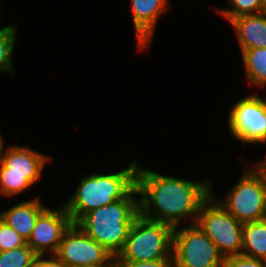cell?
I'll use <instances>...</instances> for the list:
<instances>
[{
	"instance_id": "cell-15",
	"label": "cell",
	"mask_w": 266,
	"mask_h": 267,
	"mask_svg": "<svg viewBox=\"0 0 266 267\" xmlns=\"http://www.w3.org/2000/svg\"><path fill=\"white\" fill-rule=\"evenodd\" d=\"M241 254L266 261V218L244 223Z\"/></svg>"
},
{
	"instance_id": "cell-22",
	"label": "cell",
	"mask_w": 266,
	"mask_h": 267,
	"mask_svg": "<svg viewBox=\"0 0 266 267\" xmlns=\"http://www.w3.org/2000/svg\"><path fill=\"white\" fill-rule=\"evenodd\" d=\"M121 267H174L173 259L155 261H129L119 260Z\"/></svg>"
},
{
	"instance_id": "cell-7",
	"label": "cell",
	"mask_w": 266,
	"mask_h": 267,
	"mask_svg": "<svg viewBox=\"0 0 266 267\" xmlns=\"http://www.w3.org/2000/svg\"><path fill=\"white\" fill-rule=\"evenodd\" d=\"M173 262L174 267H224V257L196 223L174 227Z\"/></svg>"
},
{
	"instance_id": "cell-8",
	"label": "cell",
	"mask_w": 266,
	"mask_h": 267,
	"mask_svg": "<svg viewBox=\"0 0 266 267\" xmlns=\"http://www.w3.org/2000/svg\"><path fill=\"white\" fill-rule=\"evenodd\" d=\"M244 169L239 182L225 198L216 199L240 223L266 218V204L262 178L254 169Z\"/></svg>"
},
{
	"instance_id": "cell-5",
	"label": "cell",
	"mask_w": 266,
	"mask_h": 267,
	"mask_svg": "<svg viewBox=\"0 0 266 267\" xmlns=\"http://www.w3.org/2000/svg\"><path fill=\"white\" fill-rule=\"evenodd\" d=\"M50 157L27 146H11L0 164V194L8 198L29 189L42 176Z\"/></svg>"
},
{
	"instance_id": "cell-20",
	"label": "cell",
	"mask_w": 266,
	"mask_h": 267,
	"mask_svg": "<svg viewBox=\"0 0 266 267\" xmlns=\"http://www.w3.org/2000/svg\"><path fill=\"white\" fill-rule=\"evenodd\" d=\"M26 241L9 225L0 219V252L24 246Z\"/></svg>"
},
{
	"instance_id": "cell-16",
	"label": "cell",
	"mask_w": 266,
	"mask_h": 267,
	"mask_svg": "<svg viewBox=\"0 0 266 267\" xmlns=\"http://www.w3.org/2000/svg\"><path fill=\"white\" fill-rule=\"evenodd\" d=\"M242 61L248 81L255 87L266 86V48L246 49Z\"/></svg>"
},
{
	"instance_id": "cell-2",
	"label": "cell",
	"mask_w": 266,
	"mask_h": 267,
	"mask_svg": "<svg viewBox=\"0 0 266 267\" xmlns=\"http://www.w3.org/2000/svg\"><path fill=\"white\" fill-rule=\"evenodd\" d=\"M136 194L139 191L135 186L123 199L89 211L76 224L112 255H118L140 214Z\"/></svg>"
},
{
	"instance_id": "cell-4",
	"label": "cell",
	"mask_w": 266,
	"mask_h": 267,
	"mask_svg": "<svg viewBox=\"0 0 266 267\" xmlns=\"http://www.w3.org/2000/svg\"><path fill=\"white\" fill-rule=\"evenodd\" d=\"M174 227L139 214L130 229L118 260L155 261L173 259Z\"/></svg>"
},
{
	"instance_id": "cell-21",
	"label": "cell",
	"mask_w": 266,
	"mask_h": 267,
	"mask_svg": "<svg viewBox=\"0 0 266 267\" xmlns=\"http://www.w3.org/2000/svg\"><path fill=\"white\" fill-rule=\"evenodd\" d=\"M224 267H266V261L240 254L224 258Z\"/></svg>"
},
{
	"instance_id": "cell-14",
	"label": "cell",
	"mask_w": 266,
	"mask_h": 267,
	"mask_svg": "<svg viewBox=\"0 0 266 267\" xmlns=\"http://www.w3.org/2000/svg\"><path fill=\"white\" fill-rule=\"evenodd\" d=\"M45 208L39 198L36 197L0 213V219L12 227L27 242L36 219Z\"/></svg>"
},
{
	"instance_id": "cell-27",
	"label": "cell",
	"mask_w": 266,
	"mask_h": 267,
	"mask_svg": "<svg viewBox=\"0 0 266 267\" xmlns=\"http://www.w3.org/2000/svg\"><path fill=\"white\" fill-rule=\"evenodd\" d=\"M261 13L266 14V0H261Z\"/></svg>"
},
{
	"instance_id": "cell-6",
	"label": "cell",
	"mask_w": 266,
	"mask_h": 267,
	"mask_svg": "<svg viewBox=\"0 0 266 267\" xmlns=\"http://www.w3.org/2000/svg\"><path fill=\"white\" fill-rule=\"evenodd\" d=\"M213 192L201 206L196 224L214 242L224 257L240 255L243 224L236 220L217 200Z\"/></svg>"
},
{
	"instance_id": "cell-18",
	"label": "cell",
	"mask_w": 266,
	"mask_h": 267,
	"mask_svg": "<svg viewBox=\"0 0 266 267\" xmlns=\"http://www.w3.org/2000/svg\"><path fill=\"white\" fill-rule=\"evenodd\" d=\"M38 255L26 243L24 246L0 252V267H31Z\"/></svg>"
},
{
	"instance_id": "cell-23",
	"label": "cell",
	"mask_w": 266,
	"mask_h": 267,
	"mask_svg": "<svg viewBox=\"0 0 266 267\" xmlns=\"http://www.w3.org/2000/svg\"><path fill=\"white\" fill-rule=\"evenodd\" d=\"M44 259V255H38L37 260L31 267H68L56 255H50Z\"/></svg>"
},
{
	"instance_id": "cell-9",
	"label": "cell",
	"mask_w": 266,
	"mask_h": 267,
	"mask_svg": "<svg viewBox=\"0 0 266 267\" xmlns=\"http://www.w3.org/2000/svg\"><path fill=\"white\" fill-rule=\"evenodd\" d=\"M228 127L236 140L246 144L266 143V99L244 96L228 114Z\"/></svg>"
},
{
	"instance_id": "cell-17",
	"label": "cell",
	"mask_w": 266,
	"mask_h": 267,
	"mask_svg": "<svg viewBox=\"0 0 266 267\" xmlns=\"http://www.w3.org/2000/svg\"><path fill=\"white\" fill-rule=\"evenodd\" d=\"M16 25H7L0 29V71L14 74L12 55L17 36Z\"/></svg>"
},
{
	"instance_id": "cell-19",
	"label": "cell",
	"mask_w": 266,
	"mask_h": 267,
	"mask_svg": "<svg viewBox=\"0 0 266 267\" xmlns=\"http://www.w3.org/2000/svg\"><path fill=\"white\" fill-rule=\"evenodd\" d=\"M228 3L232 9H216L228 22L241 15L261 12V0H229Z\"/></svg>"
},
{
	"instance_id": "cell-10",
	"label": "cell",
	"mask_w": 266,
	"mask_h": 267,
	"mask_svg": "<svg viewBox=\"0 0 266 267\" xmlns=\"http://www.w3.org/2000/svg\"><path fill=\"white\" fill-rule=\"evenodd\" d=\"M55 255L68 267H88L103 263L112 254L72 223Z\"/></svg>"
},
{
	"instance_id": "cell-26",
	"label": "cell",
	"mask_w": 266,
	"mask_h": 267,
	"mask_svg": "<svg viewBox=\"0 0 266 267\" xmlns=\"http://www.w3.org/2000/svg\"><path fill=\"white\" fill-rule=\"evenodd\" d=\"M4 140H3V138H2V136H1V134H0V164L2 163V160H3V158H4V155H5V152L3 151V142Z\"/></svg>"
},
{
	"instance_id": "cell-13",
	"label": "cell",
	"mask_w": 266,
	"mask_h": 267,
	"mask_svg": "<svg viewBox=\"0 0 266 267\" xmlns=\"http://www.w3.org/2000/svg\"><path fill=\"white\" fill-rule=\"evenodd\" d=\"M229 23L234 27L241 53L246 49L266 48V14H245Z\"/></svg>"
},
{
	"instance_id": "cell-12",
	"label": "cell",
	"mask_w": 266,
	"mask_h": 267,
	"mask_svg": "<svg viewBox=\"0 0 266 267\" xmlns=\"http://www.w3.org/2000/svg\"><path fill=\"white\" fill-rule=\"evenodd\" d=\"M169 0H131V11L135 27L137 49L142 51L150 47L157 20L169 9Z\"/></svg>"
},
{
	"instance_id": "cell-3",
	"label": "cell",
	"mask_w": 266,
	"mask_h": 267,
	"mask_svg": "<svg viewBox=\"0 0 266 267\" xmlns=\"http://www.w3.org/2000/svg\"><path fill=\"white\" fill-rule=\"evenodd\" d=\"M137 163L113 174L93 173L80 179V183L64 208L72 223H77L93 209L123 199L136 186Z\"/></svg>"
},
{
	"instance_id": "cell-11",
	"label": "cell",
	"mask_w": 266,
	"mask_h": 267,
	"mask_svg": "<svg viewBox=\"0 0 266 267\" xmlns=\"http://www.w3.org/2000/svg\"><path fill=\"white\" fill-rule=\"evenodd\" d=\"M70 215L64 206L59 209L46 207L36 219L32 233L26 242L37 255H55L66 230L71 226Z\"/></svg>"
},
{
	"instance_id": "cell-25",
	"label": "cell",
	"mask_w": 266,
	"mask_h": 267,
	"mask_svg": "<svg viewBox=\"0 0 266 267\" xmlns=\"http://www.w3.org/2000/svg\"><path fill=\"white\" fill-rule=\"evenodd\" d=\"M88 267H121L120 262L118 260L117 255H111L106 261L103 263L92 265Z\"/></svg>"
},
{
	"instance_id": "cell-24",
	"label": "cell",
	"mask_w": 266,
	"mask_h": 267,
	"mask_svg": "<svg viewBox=\"0 0 266 267\" xmlns=\"http://www.w3.org/2000/svg\"><path fill=\"white\" fill-rule=\"evenodd\" d=\"M254 165V166H253ZM252 168H254L262 178V184L264 188V195H265V204H266V160L262 162H258L253 164Z\"/></svg>"
},
{
	"instance_id": "cell-1",
	"label": "cell",
	"mask_w": 266,
	"mask_h": 267,
	"mask_svg": "<svg viewBox=\"0 0 266 267\" xmlns=\"http://www.w3.org/2000/svg\"><path fill=\"white\" fill-rule=\"evenodd\" d=\"M212 184V179L204 182L191 181L161 175L138 166L136 187L141 196L140 214L173 227L179 226L180 222L190 217V224H195L201 206L212 195Z\"/></svg>"
}]
</instances>
